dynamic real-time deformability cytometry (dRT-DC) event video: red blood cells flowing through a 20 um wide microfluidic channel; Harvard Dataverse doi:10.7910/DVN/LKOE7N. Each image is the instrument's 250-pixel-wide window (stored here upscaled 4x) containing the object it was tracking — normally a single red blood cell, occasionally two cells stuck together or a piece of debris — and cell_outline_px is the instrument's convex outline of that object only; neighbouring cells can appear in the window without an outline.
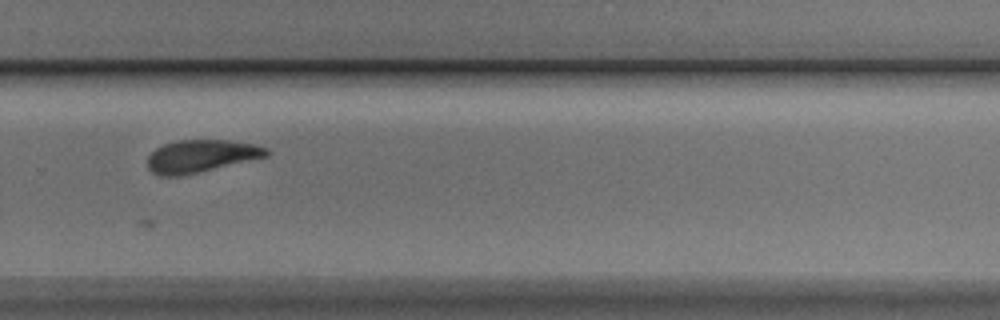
{"species": "Egyptian fruit bat (a non-hibernating species)", "species_latin": "Rousettus aegyptiacus", "temperature_condition": "cold", "stored_images_in_passage": 11, "camera_frame_rate_fps": 3000, "um_per_image_px": 0.085, "animal": {"sex": "male"}, "frame": {"image": 1, "passage_image": 8, "time_ms": 8.333, "image_size_px": [1000, 320], "cell_outline_px": [[272, 152], [268, 156], [200, 172], [180, 176], [160, 176], [152, 172], [148, 168], [148, 156], [156, 148], [164, 144], [176, 140], [228, 140], [256, 144], [268, 148]], "centroid_in_image_um": [17.11, 13.26], "position_along_channel_um": 312.7, "area_um2": 22.72}}
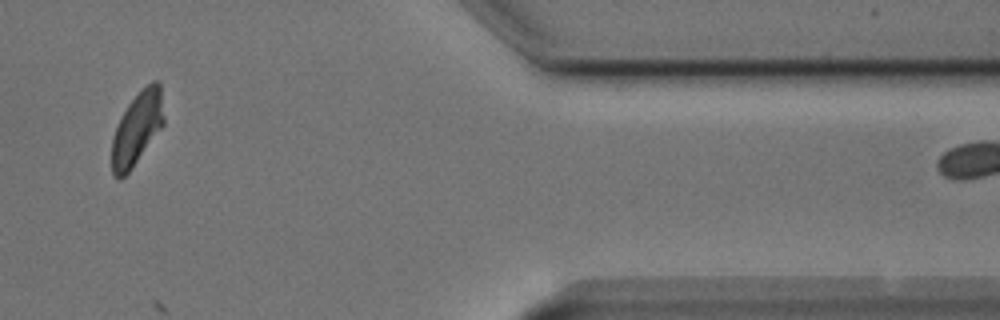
{"frame": {"image": 2, "passage_image": 10, "time_ms": 11.667, "image_size_px": [1000, 320], "cell_outline_px": [[164, 124], [128, 172], [120, 180], [116, 180], [112, 172], [112, 140], [116, 124], [120, 116], [128, 104], [152, 80], [156, 80], [160, 84], [164, 116]], "centroid_in_image_um": [11.63, 10.93], "position_along_channel_um": 399.8, "area_um2": 21.79}}